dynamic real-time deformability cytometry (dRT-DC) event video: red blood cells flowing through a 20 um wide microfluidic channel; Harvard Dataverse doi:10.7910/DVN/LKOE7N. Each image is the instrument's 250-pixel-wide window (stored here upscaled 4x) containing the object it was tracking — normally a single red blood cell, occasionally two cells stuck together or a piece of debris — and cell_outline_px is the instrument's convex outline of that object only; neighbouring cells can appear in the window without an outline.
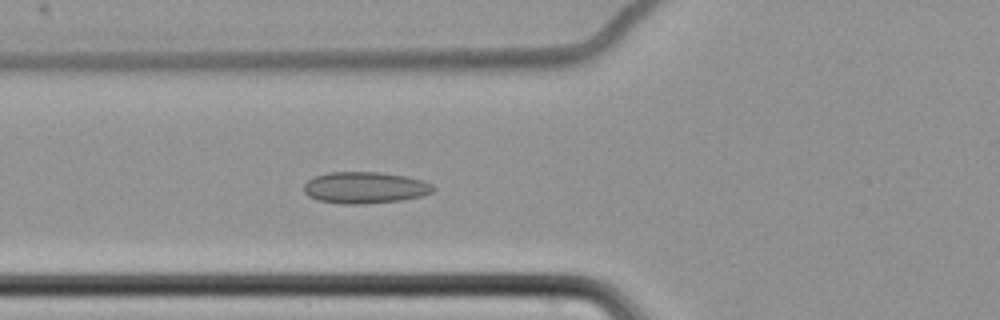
{"species": "common noctule bat (a hibernating species)", "species_latin": "Nyctalus noctula", "temperature_condition": "cold", "stored_images_in_passage": 60, "camera_frame_rate_fps": 3000, "um_per_image_px": 0.085, "animal": {"sex": "female", "body_mass_g": 22.7, "forearm_length_mm": 54.2}, "frame": {"image": 1, "passage_image": 28, "time_ms": 9.0, "image_size_px": [1000, 320], "cell_outline_px": [[436, 188], [432, 192], [420, 196], [400, 200], [360, 204], [344, 204], [316, 200], [308, 196], [304, 192], [304, 184], [308, 180], [316, 176], [328, 172], [380, 172], [404, 176], [424, 180], [432, 184]], "centroid_in_image_um": [31.01, 15.94], "position_along_channel_um": 94.8, "area_um2": 23.76}}
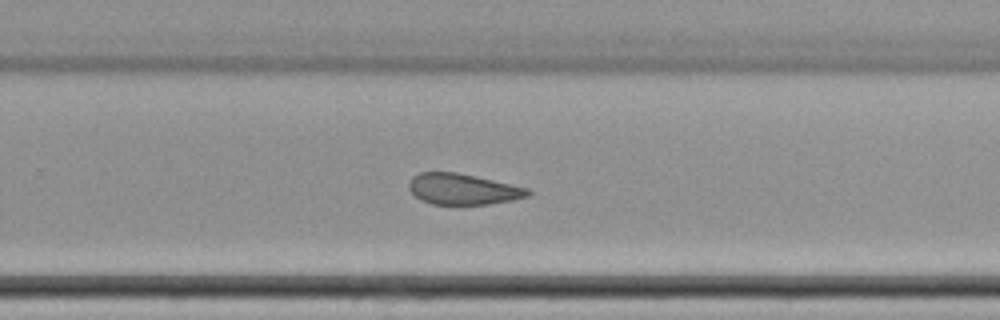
{"frame": {"image": 2, "passage_image": 45, "time_ms": 14.667, "image_size_px": [1000, 320], "cell_outline_px": [[532, 192], [528, 196], [512, 200], [488, 204], [432, 204], [420, 200], [408, 188], [408, 184], [412, 176], [420, 172], [456, 172], [528, 188]], "centroid_in_image_um": [39.31, 16.07], "position_along_channel_um": 290.5, "area_um2": 21.27}}
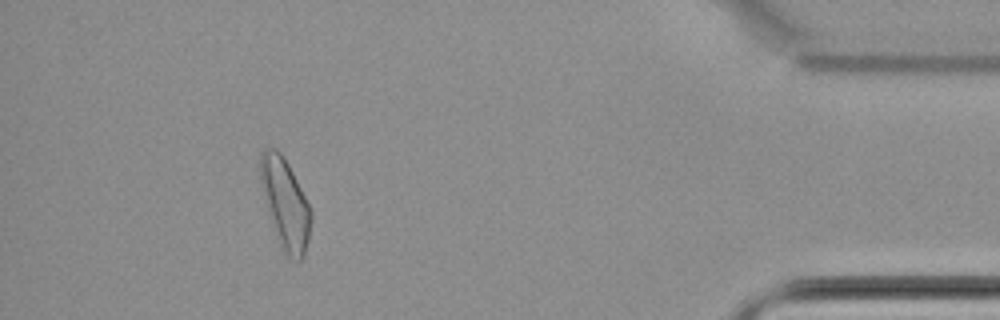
{"frame": {"image": 3, "passage_image": 60, "time_ms": 19.667, "image_size_px": [1000, 320], "cell_outline_px": [[312, 220], [308, 240], [304, 256], [296, 264], [280, 248], [272, 228], [268, 212], [260, 176], [260, 152], [264, 148], [276, 148], [280, 152], [288, 164], [312, 212]], "centroid_in_image_um": [24.24, 17.37], "position_along_channel_um": 411.0, "area_um2": 26.53}, "authors_computed_cell_mechanics": {"area_um2": 23.7847, "velocity_mm_per_s": 3.4591, "shape_relaxation_time_tau1_ms": null, "shape_relaxation_time_tau2_ms": 2.8499, "deformation_change_tau1": null, "deformation_change_tau2": 0.0923}}